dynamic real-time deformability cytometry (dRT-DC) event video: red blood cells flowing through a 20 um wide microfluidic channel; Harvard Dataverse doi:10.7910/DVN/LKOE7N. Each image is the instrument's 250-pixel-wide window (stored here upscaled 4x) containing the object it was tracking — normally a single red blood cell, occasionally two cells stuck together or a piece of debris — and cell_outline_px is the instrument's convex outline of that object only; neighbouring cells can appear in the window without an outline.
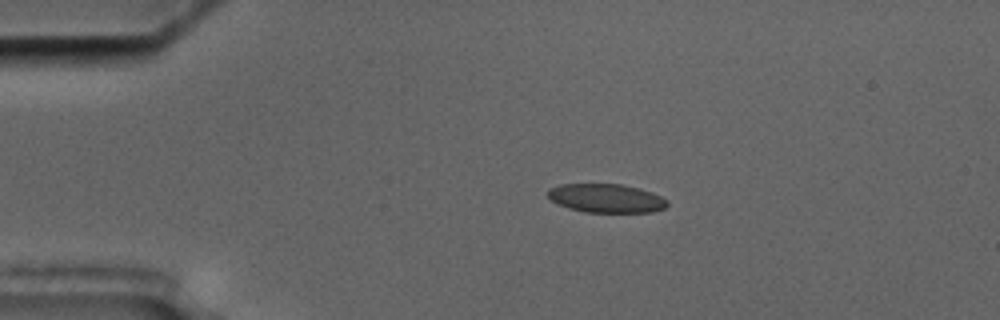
{"species": "common noctule bat (a hibernating species)", "species_latin": "Nyctalus noctula", "temperature_condition": "cold", "stored_images_in_passage": 4, "camera_frame_rate_fps": 3000, "um_per_image_px": 0.085, "animal": {"sex": "male", "body_mass_g": 17.5, "forearm_length_mm": 52.3}, "frame": {"image": 1, "passage_image": 3, "time_ms": 2.333, "image_size_px": [1000, 320], "cell_outline_px": [[668, 204], [664, 208], [652, 212], [584, 212], [568, 208], [552, 200], [548, 196], [548, 188], [560, 184], [620, 184], [652, 192], [668, 200]], "centroid_in_image_um": [51.52, 16.85], "position_along_channel_um": 33.5, "area_um2": 19.88}}